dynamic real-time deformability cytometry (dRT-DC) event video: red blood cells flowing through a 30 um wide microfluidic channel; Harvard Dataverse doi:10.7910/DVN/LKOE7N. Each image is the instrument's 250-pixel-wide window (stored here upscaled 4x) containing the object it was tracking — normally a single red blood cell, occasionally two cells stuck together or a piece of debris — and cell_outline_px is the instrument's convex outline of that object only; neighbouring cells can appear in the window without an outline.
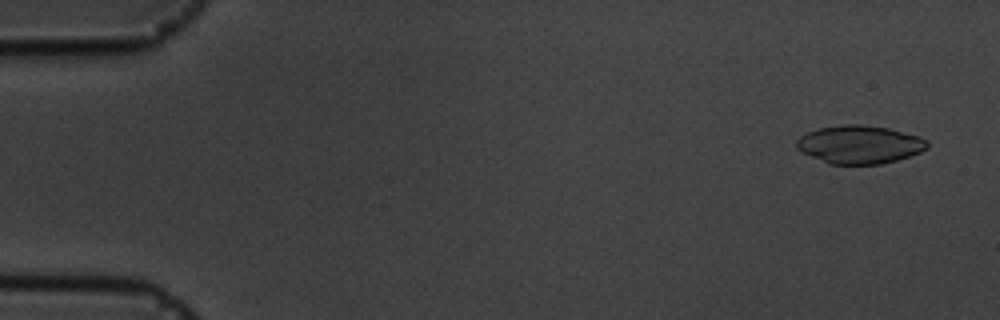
{"species": "common noctule bat (a hibernating species)", "species_latin": "Nyctalus noctula", "temperature_condition": "cold", "stored_images_in_passage": 4, "camera_frame_rate_fps": 3000, "um_per_image_px": 0.085, "animal": {"sex": "male", "body_mass_g": 19.5, "forearm_length_mm": 54.6}, "frame": {"image": 1, "passage_image": 1, "time_ms": 0.0, "image_size_px": [1000, 320], "cell_outline_px": [[928, 148], [920, 152], [896, 160], [880, 164], [828, 164], [796, 148], [796, 140], [800, 136], [808, 132], [820, 128], [844, 124], [860, 124], [888, 128], [920, 136], [928, 140]], "centroid_in_image_um": [73.08, 12.28], "position_along_channel_um": 11.9, "area_um2": 28.96}}